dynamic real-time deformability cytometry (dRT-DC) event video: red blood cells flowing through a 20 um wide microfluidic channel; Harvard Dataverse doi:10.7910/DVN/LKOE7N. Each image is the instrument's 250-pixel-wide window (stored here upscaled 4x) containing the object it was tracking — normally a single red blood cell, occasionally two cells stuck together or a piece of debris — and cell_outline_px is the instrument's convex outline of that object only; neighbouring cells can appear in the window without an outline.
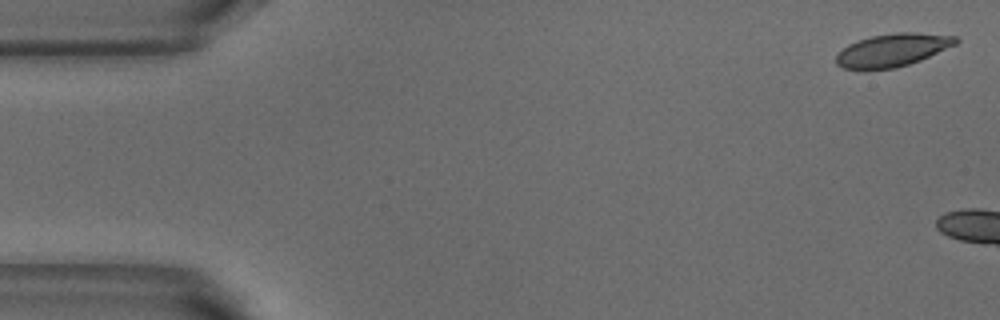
{"species": "common noctule bat (a hibernating species)", "species_latin": "Nyctalus noctula", "temperature_condition": "warm", "stored_images_in_passage": 3, "camera_frame_rate_fps": 3000, "um_per_image_px": 0.085, "animal": {"sex": "male", "body_mass_g": 18.8}, "frame": {"image": 1, "passage_image": 1, "time_ms": 0.0, "image_size_px": [1000, 320], "cell_outline_px": [[960, 40], [956, 44], [920, 60], [896, 68], [864, 72], [844, 68], [836, 64], [836, 56], [848, 44], [872, 36], [896, 32], [916, 32], [956, 36]], "centroid_in_image_um": [75.83, 4.29], "position_along_channel_um": 9.2, "area_um2": 23.24}}